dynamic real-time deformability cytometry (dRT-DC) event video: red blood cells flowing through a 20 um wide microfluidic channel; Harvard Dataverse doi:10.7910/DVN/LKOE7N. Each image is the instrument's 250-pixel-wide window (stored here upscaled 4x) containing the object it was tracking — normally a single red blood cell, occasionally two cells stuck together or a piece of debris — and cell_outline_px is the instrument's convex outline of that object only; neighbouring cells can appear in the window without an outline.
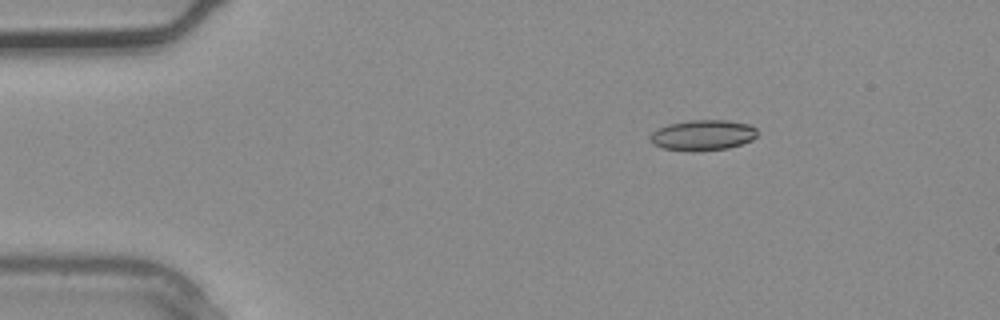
{"species": "common noctule bat (a hibernating species)", "species_latin": "Nyctalus noctula", "temperature_condition": "warm", "stored_images_in_passage": 2, "camera_frame_rate_fps": 3000, "um_per_image_px": 0.085, "animal": {"sex": "male", "body_mass_g": 20.4}, "frame": {"image": 1, "passage_image": 1, "time_ms": 0.0, "image_size_px": [1000, 320], "cell_outline_px": [[760, 132], [752, 140], [728, 148], [696, 152], [692, 152], [664, 148], [652, 144], [648, 140], [648, 136], [656, 128], [668, 124], [688, 120], [728, 120], [752, 124]], "centroid_in_image_um": [59.73, 11.48], "position_along_channel_um": 25.3, "area_um2": 19.59}}